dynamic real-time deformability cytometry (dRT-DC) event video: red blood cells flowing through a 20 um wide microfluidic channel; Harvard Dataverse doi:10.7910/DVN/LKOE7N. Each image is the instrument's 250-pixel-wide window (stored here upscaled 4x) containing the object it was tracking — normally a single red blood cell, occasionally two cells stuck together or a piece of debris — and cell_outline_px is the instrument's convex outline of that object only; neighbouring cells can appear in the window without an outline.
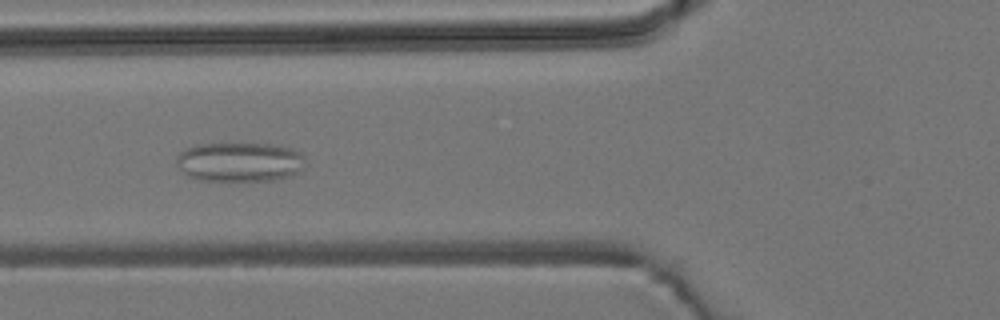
{"species": "common noctule bat (a hibernating species)", "species_latin": "Nyctalus noctula", "temperature_condition": "room temperature", "stored_images_in_passage": 54, "camera_frame_rate_fps": 3000, "um_per_image_px": 0.085, "animal": {"sex": "male", "body_mass_g": 19.2, "forearm_length_mm": 51.8}, "frame": {"image": 1, "passage_image": 20, "time_ms": 6.333, "image_size_px": [1000, 320], "cell_outline_px": [[304, 168], [292, 176], [272, 180], [196, 180], [188, 176], [176, 164], [176, 156], [180, 152], [196, 144], [268, 144], [292, 148], [300, 152], [304, 156]], "centroid_in_image_um": [20.38, 13.77], "position_along_channel_um": 105.4, "area_um2": 29.59}}
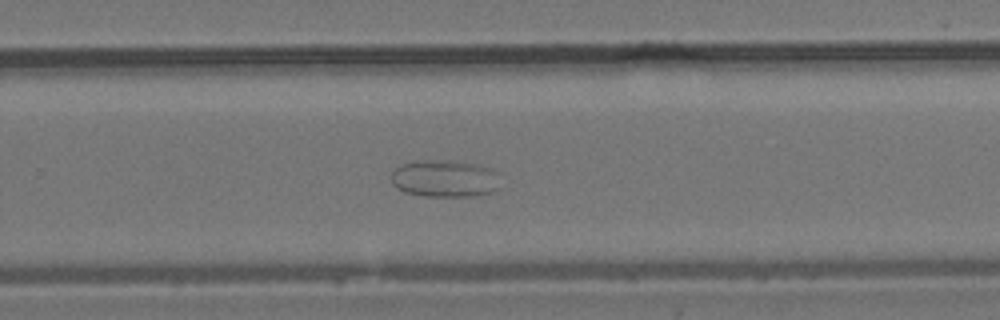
{"frame": {"image": 2, "passage_image": 35, "time_ms": 11.333, "image_size_px": [1000, 320], "cell_outline_px": [[500, 188], [492, 192], [476, 196], [424, 196], [404, 192], [396, 188], [392, 184], [392, 172], [400, 164], [424, 160], [428, 160], [476, 164], [500, 172]], "centroid_in_image_um": [37.84, 15.2], "position_along_channel_um": 292.0, "area_um2": 23.7}}
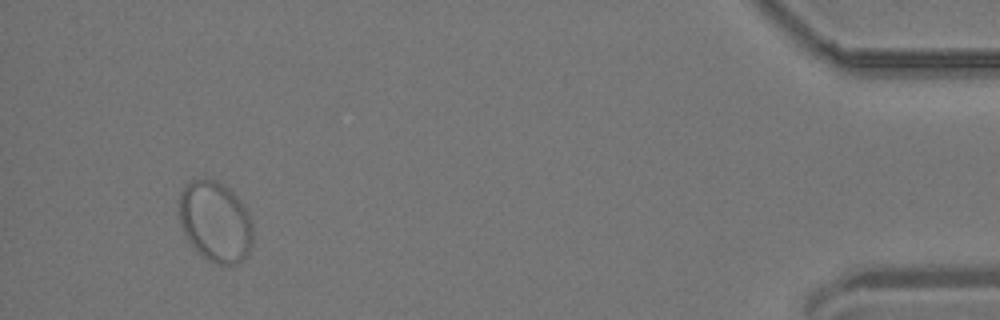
{"frame": {"image": 3, "passage_image": 51, "time_ms": 16.667, "image_size_px": [1000, 320], "cell_outline_px": [[252, 244], [248, 256], [244, 260], [236, 264], [216, 264], [208, 260], [188, 240], [180, 224], [180, 192], [184, 184], [192, 180], [204, 176], [208, 176], [216, 180], [228, 188], [244, 204], [248, 212], [252, 224]], "centroid_in_image_um": [18.32, 18.8], "position_along_channel_um": 416.9, "area_um2": 34.97}}